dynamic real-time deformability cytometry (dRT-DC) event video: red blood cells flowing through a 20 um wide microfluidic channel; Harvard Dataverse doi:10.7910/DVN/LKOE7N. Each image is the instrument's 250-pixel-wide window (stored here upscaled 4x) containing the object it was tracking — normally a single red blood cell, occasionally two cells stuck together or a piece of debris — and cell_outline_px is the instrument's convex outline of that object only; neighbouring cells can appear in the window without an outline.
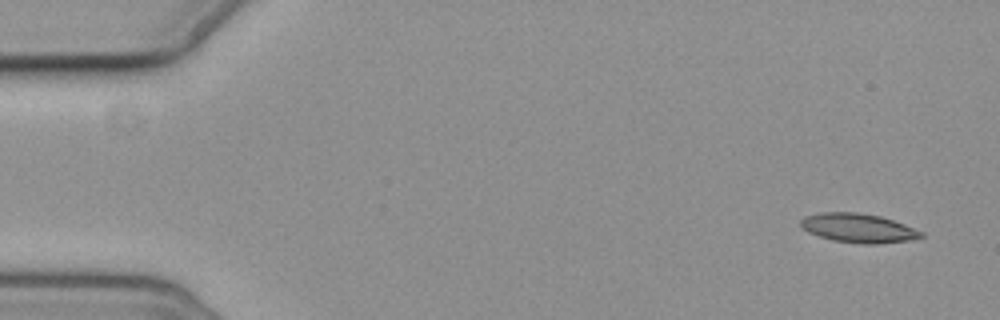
{"species": "common noctule bat (a hibernating species)", "species_latin": "Nyctalus noctula", "temperature_condition": "cold", "stored_images_in_passage": 5, "camera_frame_rate_fps": 3000, "um_per_image_px": 0.085, "animal": {"sex": "female", "body_mass_g": 19.3, "forearm_length_mm": 54.1}, "frame": {"image": 1, "passage_image": 1, "time_ms": 0.0, "image_size_px": [1000, 320], "cell_outline_px": [[924, 236], [908, 240], [876, 244], [864, 244], [832, 240], [808, 232], [800, 228], [800, 220], [804, 216], [820, 212], [856, 212], [880, 216], [904, 224], [924, 232]], "centroid_in_image_um": [72.92, 19.38], "position_along_channel_um": 12.1, "area_um2": 20.4}}